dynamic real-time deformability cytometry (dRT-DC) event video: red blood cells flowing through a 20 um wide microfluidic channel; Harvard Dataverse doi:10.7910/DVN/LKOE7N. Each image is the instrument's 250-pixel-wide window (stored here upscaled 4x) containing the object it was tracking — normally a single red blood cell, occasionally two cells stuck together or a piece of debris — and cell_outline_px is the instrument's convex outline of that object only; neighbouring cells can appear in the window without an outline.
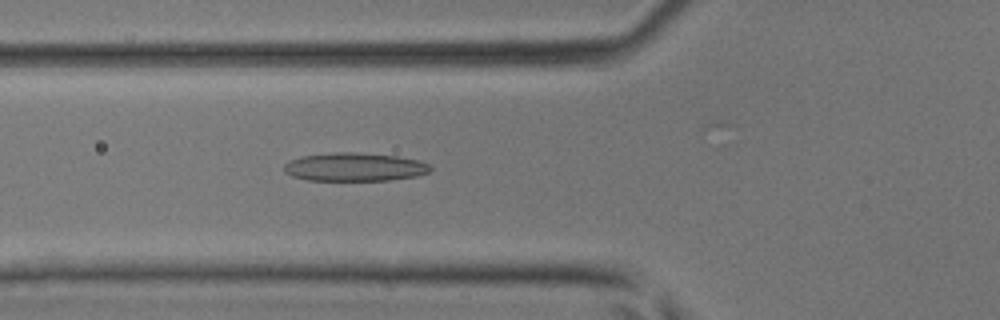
{"species": "common noctule bat (a hibernating species)", "species_latin": "Nyctalus noctula", "temperature_condition": "room temperature", "stored_images_in_passage": 35, "camera_frame_rate_fps": 3000, "um_per_image_px": 0.085, "animal": {"sex": "male", "body_mass_g": 17.9, "forearm_length_mm": 54.2}, "frame": {"image": 1, "passage_image": 17, "time_ms": 5.333, "image_size_px": [1000, 320], "cell_outline_px": [[432, 168], [428, 172], [416, 176], [388, 180], [308, 180], [292, 176], [284, 172], [284, 164], [288, 160], [300, 156], [340, 152], [360, 152], [396, 156], [420, 160], [428, 164]], "centroid_in_image_um": [30.11, 14.19], "position_along_channel_um": 95.7, "area_um2": 24.22}}
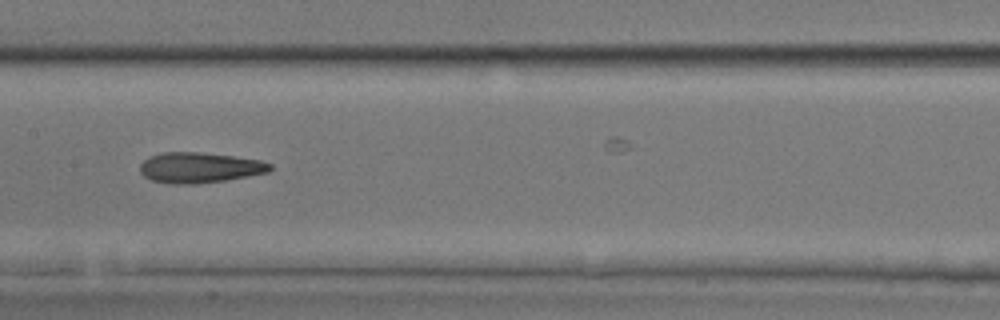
{"frame": {"image": 2, "passage_image": 23, "time_ms": 7.333, "image_size_px": [1000, 320], "cell_outline_px": [[272, 168], [268, 172], [224, 180], [192, 184], [172, 184], [152, 180], [144, 176], [140, 172], [140, 164], [148, 156], [164, 152], [200, 152], [236, 156], [260, 160], [272, 164]], "centroid_in_image_um": [16.94, 14.23], "position_along_channel_um": 190.5, "area_um2": 23.06}}
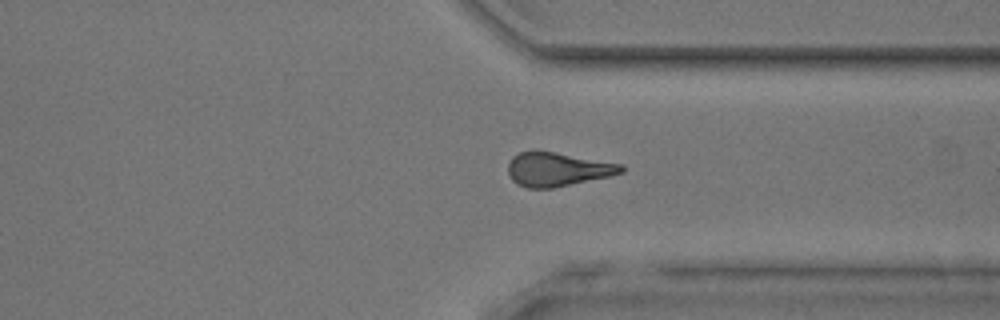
{"frame": {"image": 3, "passage_image": 34, "time_ms": 11.0, "image_size_px": [1000, 320], "cell_outline_px": [[624, 172], [608, 176], [552, 188], [528, 188], [516, 184], [508, 176], [508, 164], [512, 156], [520, 152], [532, 148], [624, 164]], "centroid_in_image_um": [47.34, 14.36], "position_along_channel_um": 364.1, "area_um2": 22.66}}